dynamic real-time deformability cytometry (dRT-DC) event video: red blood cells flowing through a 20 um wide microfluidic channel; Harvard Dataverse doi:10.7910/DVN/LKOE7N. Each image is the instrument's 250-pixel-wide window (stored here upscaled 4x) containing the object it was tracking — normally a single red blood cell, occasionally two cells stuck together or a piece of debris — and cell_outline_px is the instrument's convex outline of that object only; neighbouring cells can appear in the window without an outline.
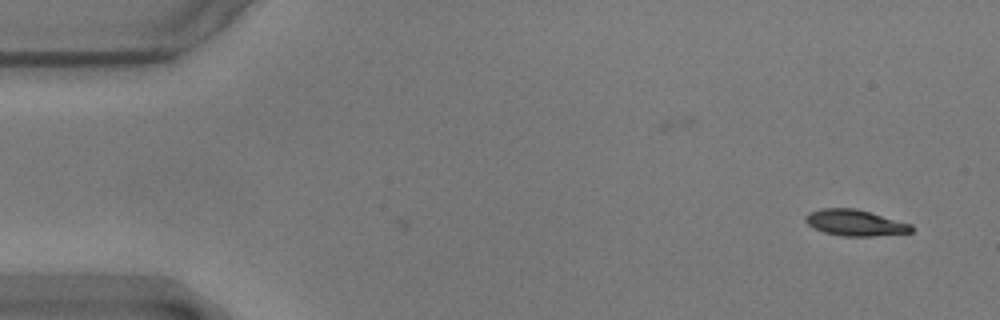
{"species": "common noctule bat (a hibernating species)", "species_latin": "Nyctalus noctula", "temperature_condition": "warm", "stored_images_in_passage": 8, "camera_frame_rate_fps": 3000, "um_per_image_px": 0.085, "animal": {"sex": "male", "body_mass_g": 17.9}, "frame": {"image": 1, "passage_image": 8, "time_ms": 2.333, "image_size_px": [1000, 320], "cell_outline_px": [[912, 232], [876, 236], [840, 236], [824, 232], [808, 224], [804, 220], [804, 216], [808, 212], [820, 208], [856, 208], [912, 224]], "centroid_in_image_um": [72.66, 18.93], "position_along_channel_um": 12.3, "area_um2": 16.18}}